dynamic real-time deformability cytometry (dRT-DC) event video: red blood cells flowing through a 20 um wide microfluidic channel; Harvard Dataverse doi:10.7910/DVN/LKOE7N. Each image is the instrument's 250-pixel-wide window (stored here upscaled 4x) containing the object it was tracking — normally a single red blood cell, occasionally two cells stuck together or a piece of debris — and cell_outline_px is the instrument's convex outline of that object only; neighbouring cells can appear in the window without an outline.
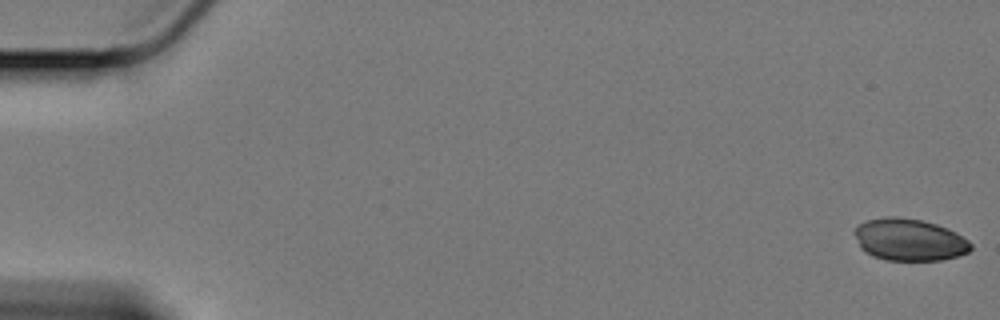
{"species": "Egyptian fruit bat (a non-hibernating species)", "species_latin": "Rousettus aegyptiacus", "temperature_condition": "cold", "stored_images_in_passage": 60, "camera_frame_rate_fps": 3000, "um_per_image_px": 0.085, "animal": {"sex": "female"}, "frame": {"image": 1, "passage_image": 1, "time_ms": 0.0, "image_size_px": [1000, 320], "cell_outline_px": [[972, 248], [968, 252], [956, 256], [940, 260], [888, 260], [872, 256], [864, 252], [860, 248], [856, 236], [856, 228], [860, 224], [868, 220], [884, 216], [896, 216], [920, 220], [936, 224], [948, 228], [956, 232], [968, 240], [972, 244]], "centroid_in_image_um": [77.3, 20.37], "position_along_channel_um": 7.7, "area_um2": 28.38}}
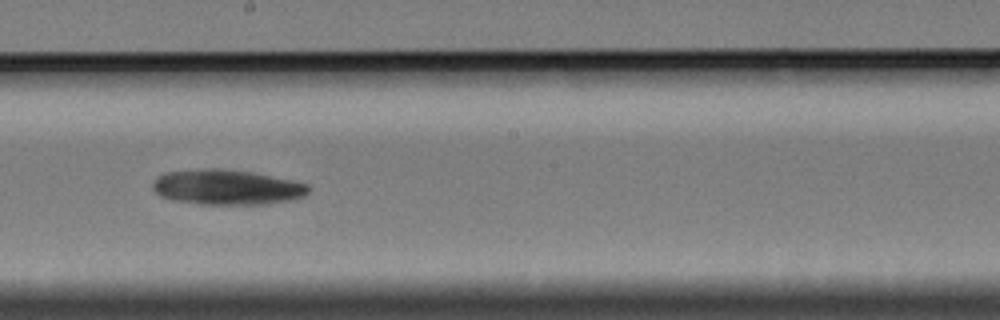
{"frame": {"image": 2, "passage_image": 34, "time_ms": 11.0, "image_size_px": [1000, 320], "cell_outline_px": [[312, 188], [304, 196], [296, 200], [268, 204], [200, 204], [172, 200], [160, 196], [152, 188], [152, 180], [168, 172], [204, 168], [216, 168], [252, 172], [308, 184]], "centroid_in_image_um": [19.3, 15.92], "position_along_channel_um": 228.9, "area_um2": 32.02}}
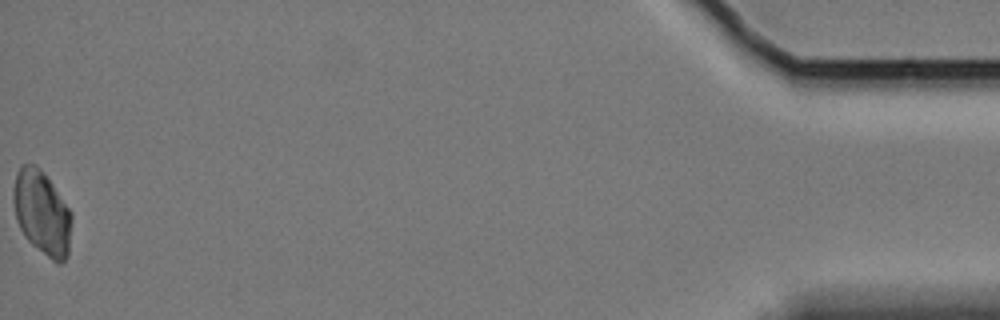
{"frame": {"image": 3, "passage_image": 60, "time_ms": 19.667, "image_size_px": [1000, 320], "cell_outline_px": [[72, 220], [68, 252], [64, 260], [60, 264], [56, 264], [32, 244], [28, 240], [20, 228], [16, 220], [12, 200], [12, 192], [16, 172], [24, 164], [36, 164], [52, 184], [72, 212]], "centroid_in_image_um": [3.55, 18.09], "position_along_channel_um": 431.6, "area_um2": 28.61}}